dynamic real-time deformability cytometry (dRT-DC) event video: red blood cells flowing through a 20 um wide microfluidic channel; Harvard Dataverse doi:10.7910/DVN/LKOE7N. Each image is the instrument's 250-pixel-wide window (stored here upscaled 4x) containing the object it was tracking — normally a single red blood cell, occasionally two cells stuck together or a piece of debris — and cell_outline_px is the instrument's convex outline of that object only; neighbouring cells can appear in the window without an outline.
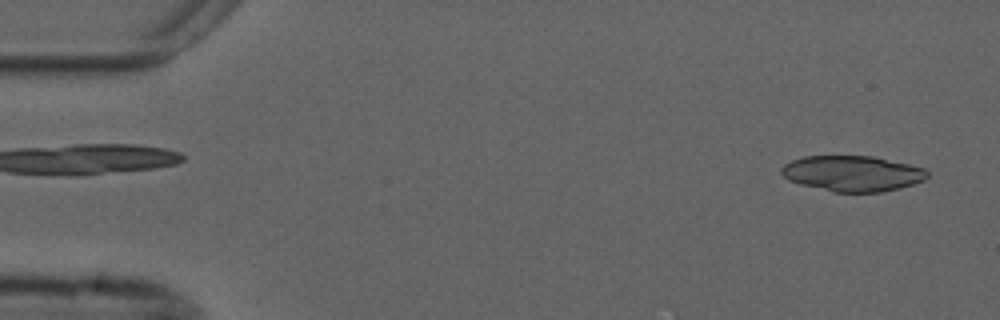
{"species": "common noctule bat (a hibernating species)", "species_latin": "Nyctalus noctula", "temperature_condition": "cold", "stored_images_in_passage": 32, "camera_frame_rate_fps": 3000, "um_per_image_px": 0.085, "animal": {"sex": "male", "forearm_length_mm": 52.5}, "frame": {"image": 1, "passage_image": 2, "time_ms": 0.333, "image_size_px": [1000, 320], "cell_outline_px": [[928, 176], [924, 180], [900, 188], [880, 192], [832, 192], [800, 184], [788, 180], [780, 172], [780, 168], [784, 164], [792, 160], [804, 156], [872, 156], [908, 164], [924, 168], [928, 172]], "centroid_in_image_um": [72.43, 14.75], "position_along_channel_um": 12.6, "area_um2": 30.29}}